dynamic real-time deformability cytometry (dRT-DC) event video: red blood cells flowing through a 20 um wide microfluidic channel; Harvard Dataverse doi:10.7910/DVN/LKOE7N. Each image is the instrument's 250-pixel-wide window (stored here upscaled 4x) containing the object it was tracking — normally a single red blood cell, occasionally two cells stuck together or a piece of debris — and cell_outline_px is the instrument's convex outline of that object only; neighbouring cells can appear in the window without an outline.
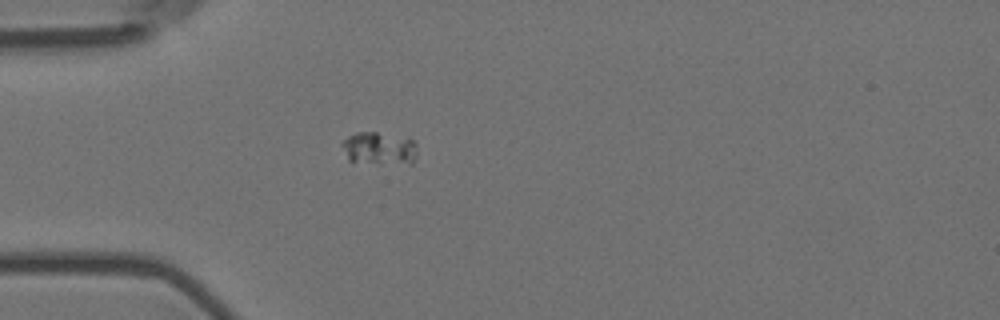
{"species": "Egyptian fruit bat (a non-hibernating species)", "species_latin": "Rousettus aegyptiacus", "temperature_condition": "room temperature", "stored_images_in_passage": 5, "camera_frame_rate_fps": 3000, "um_per_image_px": 0.085, "animal": {"sex": "female"}, "frame": {"image": 1, "passage_image": 5, "time_ms": 1.333, "image_size_px": [1000, 320], "cell_outline_px": [[416, 156], [412, 164], [352, 164], [348, 160], [340, 144], [348, 136], [356, 132], [376, 132], [416, 140]], "centroid_in_image_um": [32.2, 12.66], "position_along_channel_um": 52.8, "area_um2": 14.97}}